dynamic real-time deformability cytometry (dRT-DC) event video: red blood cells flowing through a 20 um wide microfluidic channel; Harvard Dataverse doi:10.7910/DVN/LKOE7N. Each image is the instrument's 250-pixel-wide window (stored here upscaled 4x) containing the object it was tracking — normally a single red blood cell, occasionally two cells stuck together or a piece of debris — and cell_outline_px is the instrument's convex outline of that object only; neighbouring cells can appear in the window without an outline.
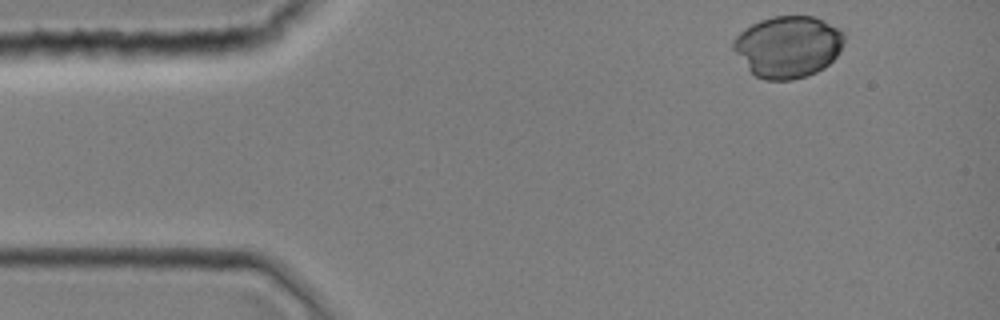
{"species": "common noctule bat (a hibernating species)", "species_latin": "Nyctalus noctula", "temperature_condition": "room temperature", "stored_images_in_passage": 33, "camera_frame_rate_fps": 3000, "um_per_image_px": 0.085, "animal": {"sex": "female", "body_mass_g": 19.0, "forearm_length_mm": 51.5}, "frame": {"image": 1, "passage_image": 1, "time_ms": 0.0, "image_size_px": [1000, 320], "cell_outline_px": [[844, 40], [840, 52], [824, 68], [808, 76], [792, 80], [764, 80], [756, 76], [748, 68], [732, 48], [732, 40], [744, 28], [760, 20], [772, 16], [816, 16], [840, 28], [844, 32]], "centroid_in_image_um": [67.0, 3.95], "position_along_channel_um": 18.0, "area_um2": 40.11}}
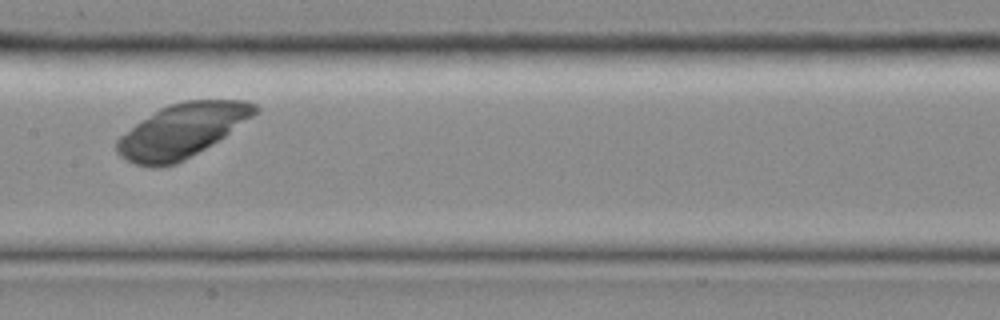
{"frame": {"image": 2, "passage_image": 17, "time_ms": 5.333, "image_size_px": [1000, 320], "cell_outline_px": [[260, 112], [212, 144], [184, 160], [176, 164], [160, 168], [152, 168], [136, 164], [120, 156], [116, 152], [116, 140], [120, 136], [136, 124], [160, 108], [168, 104], [184, 100], [244, 100], [256, 104], [260, 108]], "centroid_in_image_um": [15.48, 11.11], "position_along_channel_um": 191.9, "area_um2": 43.23}}